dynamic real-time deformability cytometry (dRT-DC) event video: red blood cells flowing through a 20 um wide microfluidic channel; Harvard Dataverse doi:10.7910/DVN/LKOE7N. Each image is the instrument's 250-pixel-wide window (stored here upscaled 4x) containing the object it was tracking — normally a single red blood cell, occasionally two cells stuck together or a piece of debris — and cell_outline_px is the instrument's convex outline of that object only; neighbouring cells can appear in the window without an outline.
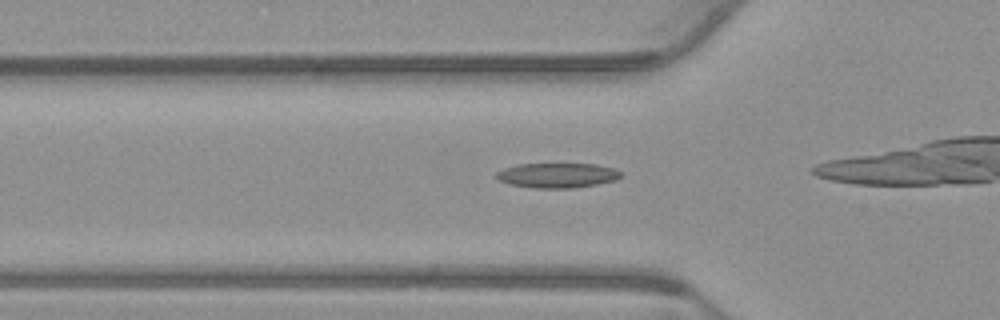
{"species": "common noctule bat (a hibernating species)", "species_latin": "Nyctalus noctula", "temperature_condition": "warm", "stored_images_in_passage": 17, "camera_frame_rate_fps": 3000, "um_per_image_px": 0.085, "animal": {"sex": "male", "body_mass_g": 23.1, "forearm_length_mm": 52.7}, "frame": {"image": 1, "passage_image": 2, "time_ms": 0.333, "image_size_px": [1000, 320], "cell_outline_px": [[624, 172], [616, 180], [596, 184], [572, 188], [536, 188], [508, 184], [500, 180], [496, 176], [496, 172], [504, 168], [520, 164], [596, 164], [616, 168]], "centroid_in_image_um": [47.41, 14.9], "position_along_channel_um": 78.4, "area_um2": 18.03}}
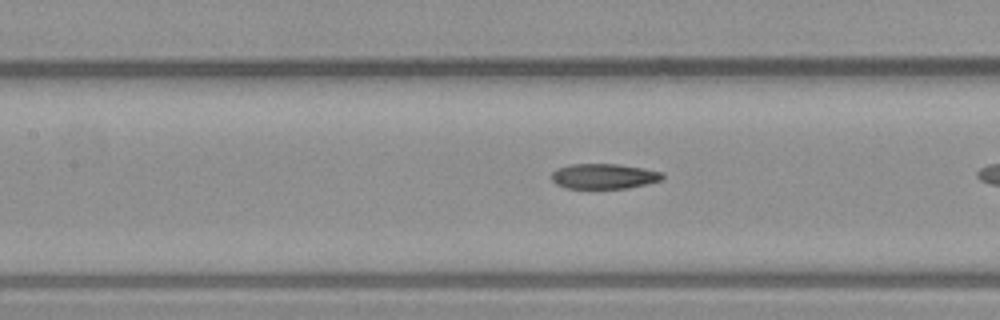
{"frame": {"image": 2, "passage_image": 8, "time_ms": 2.333, "image_size_px": [1000, 320], "cell_outline_px": [[664, 176], [660, 180], [648, 184], [628, 188], [568, 188], [556, 184], [552, 180], [552, 172], [556, 168], [568, 164], [616, 164], [644, 168], [664, 172]], "centroid_in_image_um": [51.34, 14.97], "position_along_channel_um": 156.1, "area_um2": 16.36}}
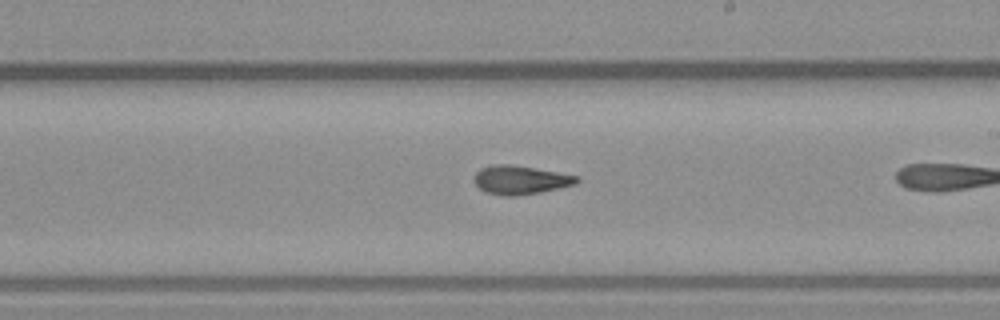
{"frame": {"image": 3, "passage_image": 15, "time_ms": 4.667, "image_size_px": [1000, 320], "cell_outline_px": [[580, 180], [576, 184], [540, 192], [516, 196], [504, 196], [488, 192], [480, 188], [472, 180], [476, 172], [480, 168], [492, 164], [512, 164], [536, 168], [580, 176]], "centroid_in_image_um": [44.24, 15.28], "position_along_channel_um": 244.8, "area_um2": 17.28}}